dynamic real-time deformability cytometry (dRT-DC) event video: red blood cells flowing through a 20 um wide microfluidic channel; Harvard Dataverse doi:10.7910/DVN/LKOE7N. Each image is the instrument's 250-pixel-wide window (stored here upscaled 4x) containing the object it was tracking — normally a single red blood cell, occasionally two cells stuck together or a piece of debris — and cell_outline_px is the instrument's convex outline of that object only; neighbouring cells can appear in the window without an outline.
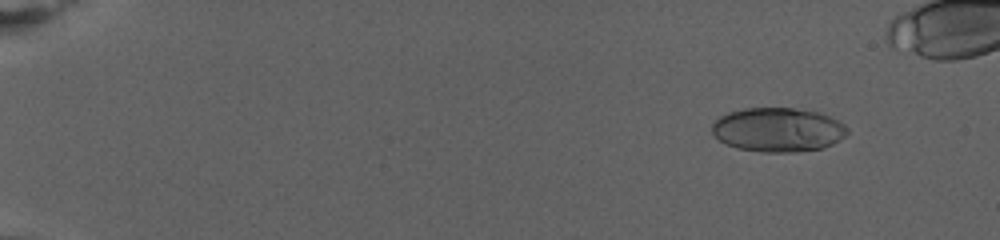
{"species": "human", "species_latin": "Homo sapiens", "temperature_condition": "warm", "stored_images_in_passage": 74, "camera_frame_rate_fps": 3000, "um_per_image_px": 0.085, "donor": {"sex": "female"}, "frame": {"image": 1, "passage_image": 9, "time_ms": 2.667, "image_size_px": [1000, 240], "cell_outline_px": [[848, 132], [844, 136], [832, 144], [820, 148], [796, 152], [760, 152], [736, 148], [724, 144], [712, 132], [712, 124], [720, 116], [728, 112], [744, 108], [792, 108], [816, 112], [828, 116], [844, 124], [848, 128]], "centroid_in_image_um": [66.09, 11.03], "position_along_channel_um": 18.9, "area_um2": 34.68}}
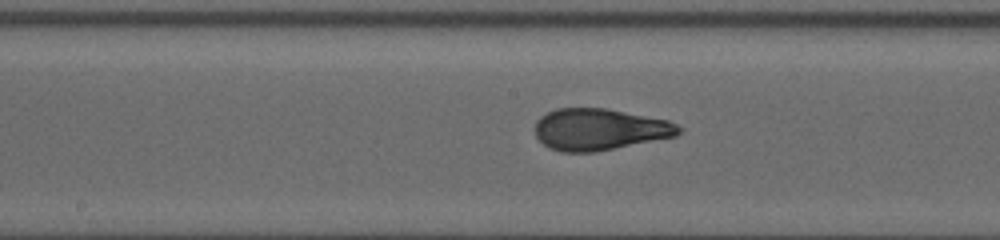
{"frame": {"image": 2, "passage_image": 45, "time_ms": 14.667, "image_size_px": [1000, 240], "cell_outline_px": [[684, 128], [676, 136], [596, 152], [560, 152], [548, 148], [536, 136], [536, 120], [540, 116], [556, 108], [604, 108], [668, 120]], "centroid_in_image_um": [50.95, 11.0], "position_along_channel_um": 197.2, "area_um2": 34.85}}
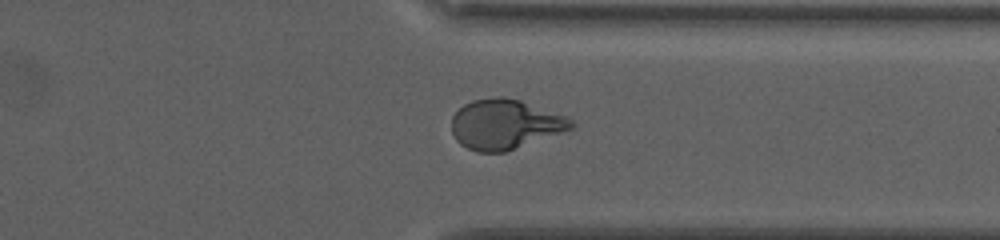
{"frame": {"image": 3, "passage_image": 64, "time_ms": 21.0, "image_size_px": [1000, 240], "cell_outline_px": [[576, 124], [572, 128], [504, 152], [476, 152], [460, 144], [456, 140], [452, 132], [452, 116], [464, 104], [472, 100], [496, 96], [500, 96], [520, 100], [568, 116]], "centroid_in_image_um": [42.91, 10.55], "position_along_channel_um": 368.5, "area_um2": 34.56}}